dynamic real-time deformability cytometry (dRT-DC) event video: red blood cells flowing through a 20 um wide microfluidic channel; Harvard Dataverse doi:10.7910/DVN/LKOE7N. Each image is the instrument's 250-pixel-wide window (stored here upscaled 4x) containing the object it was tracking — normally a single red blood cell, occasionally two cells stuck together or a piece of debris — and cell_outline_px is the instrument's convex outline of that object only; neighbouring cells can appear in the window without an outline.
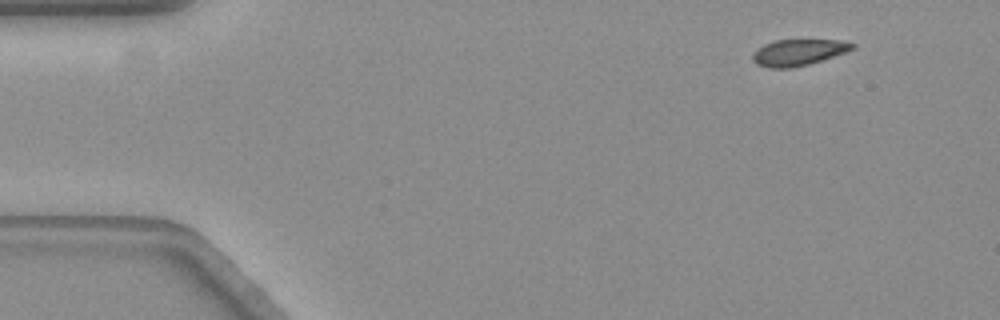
{"species": "common noctule bat (a hibernating species)", "species_latin": "Nyctalus noctula", "temperature_condition": "warm", "stored_images_in_passage": 54, "camera_frame_rate_fps": 3000, "um_per_image_px": 0.085, "animal": {"sex": "female", "body_mass_g": 19.3, "forearm_length_mm": 54.1}, "frame": {"image": 1, "passage_image": 1, "time_ms": 0.0, "image_size_px": [1000, 320], "cell_outline_px": [[856, 48], [808, 64], [788, 68], [768, 68], [756, 64], [752, 60], [752, 56], [764, 44], [772, 40], [840, 40], [856, 44]], "centroid_in_image_um": [67.85, 4.44], "position_along_channel_um": 17.2, "area_um2": 15.03}}
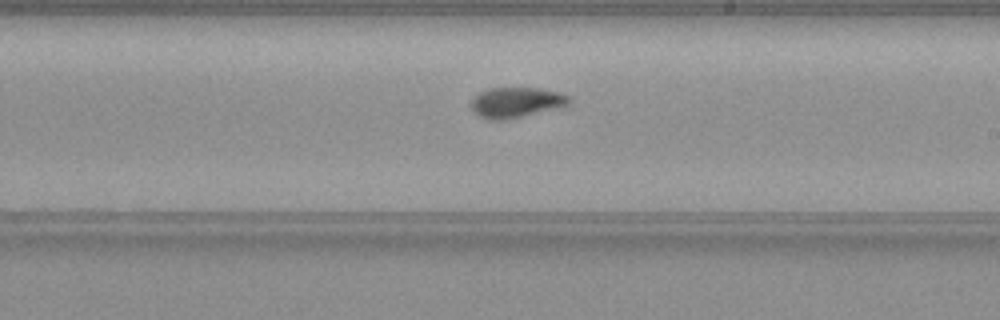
{"frame": {"image": 2, "passage_image": 29, "time_ms": 9.333, "image_size_px": [1000, 320], "cell_outline_px": [[572, 100], [568, 104], [556, 108], [508, 120], [492, 120], [480, 116], [472, 112], [468, 104], [480, 92], [488, 88], [540, 88], [560, 92], [568, 96]], "centroid_in_image_um": [43.84, 8.71], "position_along_channel_um": 245.2, "area_um2": 17.46}}
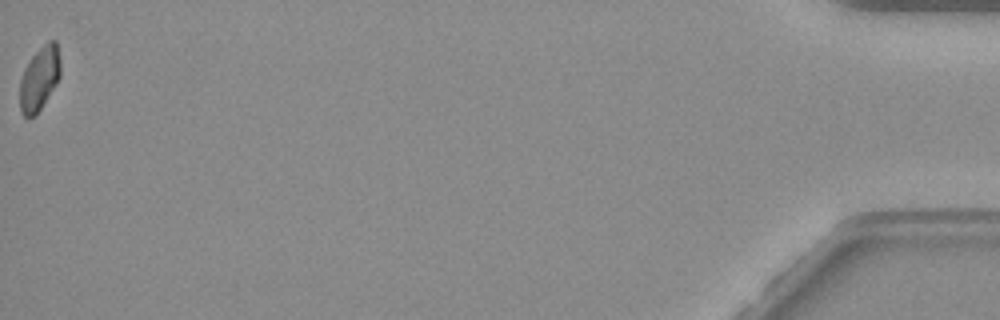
{"frame": {"image": 3, "passage_image": 54, "time_ms": 17.667, "image_size_px": [1000, 320], "cell_outline_px": [[60, 76], [56, 84], [40, 108], [32, 116], [24, 116], [20, 108], [20, 80], [24, 68], [32, 56], [48, 40], [56, 40], [60, 60]], "centroid_in_image_um": [3.36, 6.62], "position_along_channel_um": 431.8, "area_um2": 14.8}, "authors_computed_cell_mechanics": {"area_um2": 16.7042, "velocity_mm_per_s": 3.5239, "shape_relaxation_time_tau1_ms": 4.9738, "shape_relaxation_time_tau2_ms": null, "deformation_change_tau1": 0.1786, "deformation_change_tau2": null}}